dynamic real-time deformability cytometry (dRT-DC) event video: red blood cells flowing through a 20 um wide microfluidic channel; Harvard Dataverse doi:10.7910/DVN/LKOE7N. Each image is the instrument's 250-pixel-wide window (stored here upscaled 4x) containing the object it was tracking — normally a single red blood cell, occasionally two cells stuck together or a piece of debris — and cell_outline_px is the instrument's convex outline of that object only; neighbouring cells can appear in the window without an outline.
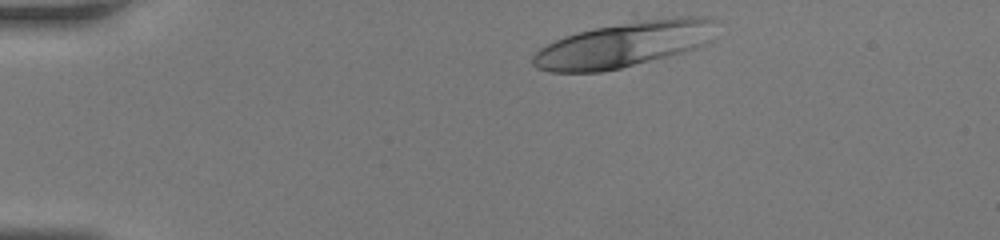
{"species": "human", "species_latin": "Homo sapiens", "temperature_condition": "room temperature", "stored_images_in_passage": 34, "camera_frame_rate_fps": 3000, "um_per_image_px": 0.085, "donor": {"sex": "female"}, "frame": {"image": 1, "passage_image": 1, "time_ms": 0.0, "image_size_px": [1000, 240], "cell_outline_px": [[720, 20], [712, 40], [696, 48], [620, 68], [600, 72], [548, 72], [536, 68], [532, 64], [532, 56], [540, 48], [564, 36], [632, 12], [708, 16]], "centroid_in_image_um": [53.16, 3.6], "position_along_channel_um": 31.8, "area_um2": 52.48}}
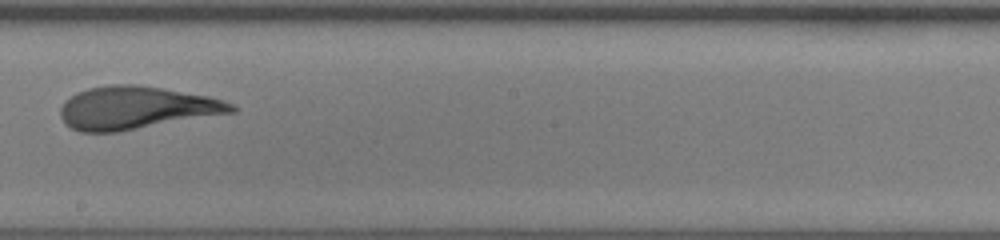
{"frame": {"image": 2, "passage_image": 20, "time_ms": 6.333, "image_size_px": [1000, 240], "cell_outline_px": [[240, 108], [236, 112], [120, 132], [80, 132], [64, 124], [60, 116], [60, 108], [76, 92], [88, 88], [108, 84], [136, 84], [164, 88], [208, 96], [224, 100]], "centroid_in_image_um": [11.61, 9.17], "position_along_channel_um": 236.6, "area_um2": 43.06}}
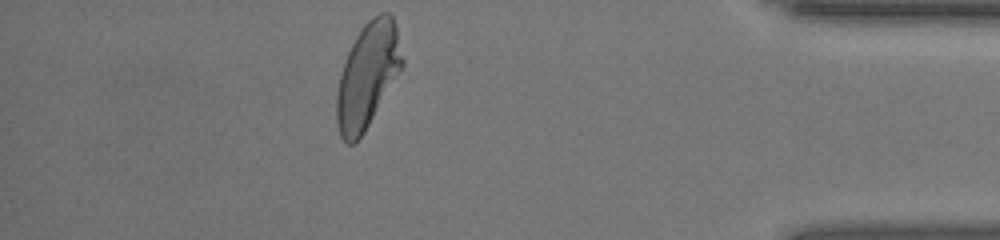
{"frame": {"image": 3, "passage_image": 34, "time_ms": 11.0, "image_size_px": [1000, 240], "cell_outline_px": [[404, 64], [364, 132], [352, 144], [348, 144], [340, 136], [336, 124], [336, 92], [340, 72], [344, 60], [356, 36], [364, 24], [372, 16], [380, 12], [388, 12], [392, 16], [396, 24], [404, 60]], "centroid_in_image_um": [31.23, 6.38], "position_along_channel_um": 404.0, "area_um2": 40.06}}